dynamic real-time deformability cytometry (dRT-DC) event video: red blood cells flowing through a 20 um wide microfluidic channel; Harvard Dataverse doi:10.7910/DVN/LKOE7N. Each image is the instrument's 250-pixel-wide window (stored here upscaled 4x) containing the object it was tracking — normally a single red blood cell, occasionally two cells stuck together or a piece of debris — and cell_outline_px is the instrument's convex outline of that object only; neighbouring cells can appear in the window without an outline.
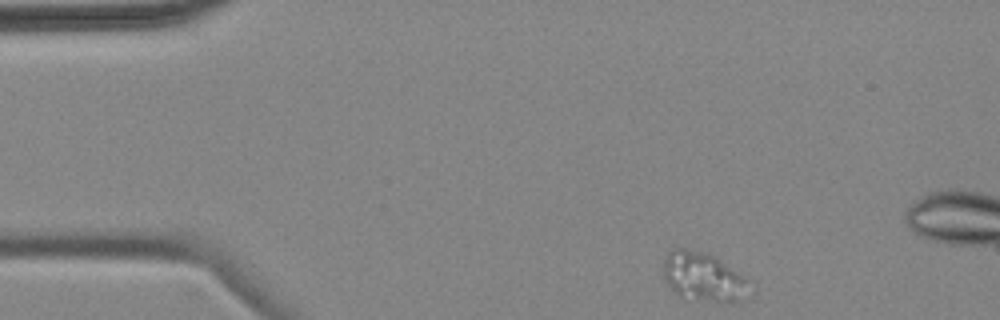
{"species": "common noctule bat (a hibernating species)", "species_latin": "Nyctalus noctula", "temperature_condition": "cold", "stored_images_in_passage": 4, "camera_frame_rate_fps": 3000, "um_per_image_px": 0.085, "animal": {"sex": "female", "body_mass_g": 18.4}, "frame": {"image": 1, "passage_image": 1, "time_ms": 0.0, "image_size_px": [1000, 320], "cell_outline_px": [[744, 280], [732, 300], [716, 300], [680, 296], [664, 280], [664, 260], [668, 252], [672, 248], [684, 248], [704, 252], [716, 256], [744, 276]], "centroid_in_image_um": [59.57, 23.4], "position_along_channel_um": 25.4, "area_um2": 22.54}}